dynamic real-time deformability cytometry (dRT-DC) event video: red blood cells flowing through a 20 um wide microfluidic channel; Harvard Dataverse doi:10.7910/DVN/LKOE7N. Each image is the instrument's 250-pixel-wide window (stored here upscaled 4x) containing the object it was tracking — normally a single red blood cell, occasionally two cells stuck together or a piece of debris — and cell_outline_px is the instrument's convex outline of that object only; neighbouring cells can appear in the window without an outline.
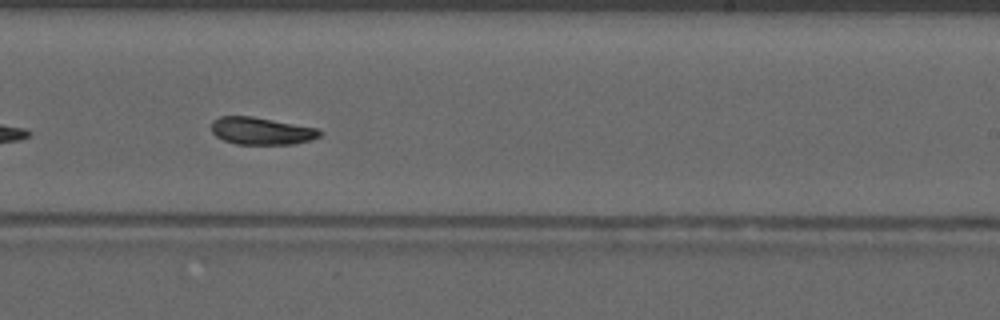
{"species": "common noctule bat (a hibernating species)", "species_latin": "Nyctalus noctula", "temperature_condition": "warm", "stored_images_in_passage": 35, "camera_frame_rate_fps": 3000, "um_per_image_px": 0.085, "animal": {"sex": "male", "forearm_length_mm": 52.5}, "frame": {"image": 1, "passage_image": 16, "time_ms": 5.0, "image_size_px": [1000, 320], "cell_outline_px": [[320, 136], [312, 140], [292, 144], [236, 144], [224, 140], [216, 136], [212, 132], [212, 120], [220, 116], [252, 116], [320, 128]], "centroid_in_image_um": [22.23, 11.12], "position_along_channel_um": 266.8, "area_um2": 17.34}, "authors_computed_cell_mechanics": {"area_um2": 17.4556, "velocity_mm_per_s": 4.0789, "shape_relaxation_time_tau1_ms": 4.5593, "shape_relaxation_time_tau2_ms": null, "deformation_change_tau1": 0.1369, "deformation_change_tau2": null}}